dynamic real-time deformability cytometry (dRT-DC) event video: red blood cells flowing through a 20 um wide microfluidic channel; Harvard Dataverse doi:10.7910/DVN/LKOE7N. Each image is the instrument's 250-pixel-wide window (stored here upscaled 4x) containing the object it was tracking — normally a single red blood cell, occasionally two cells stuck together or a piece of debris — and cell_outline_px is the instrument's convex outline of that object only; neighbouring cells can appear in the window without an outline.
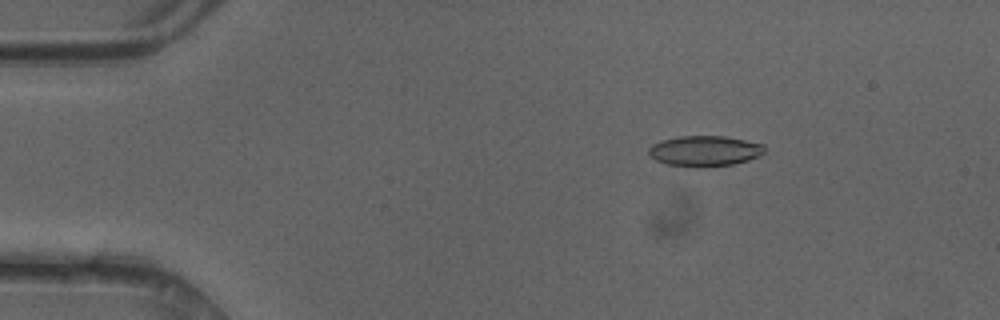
{"species": "common noctule bat (a hibernating species)", "species_latin": "Nyctalus noctula", "temperature_condition": "cold", "stored_images_in_passage": 49, "camera_frame_rate_fps": 3000, "um_per_image_px": 0.085, "animal": {"sex": "female"}, "frame": {"image": 1, "passage_image": 8, "time_ms": 2.333, "image_size_px": [1000, 320], "cell_outline_px": [[764, 152], [748, 160], [732, 164], [696, 168], [692, 168], [664, 164], [656, 160], [648, 152], [648, 148], [652, 144], [676, 136], [724, 136], [764, 144]], "centroid_in_image_um": [59.85, 12.84], "position_along_channel_um": 25.1, "area_um2": 20.63}}
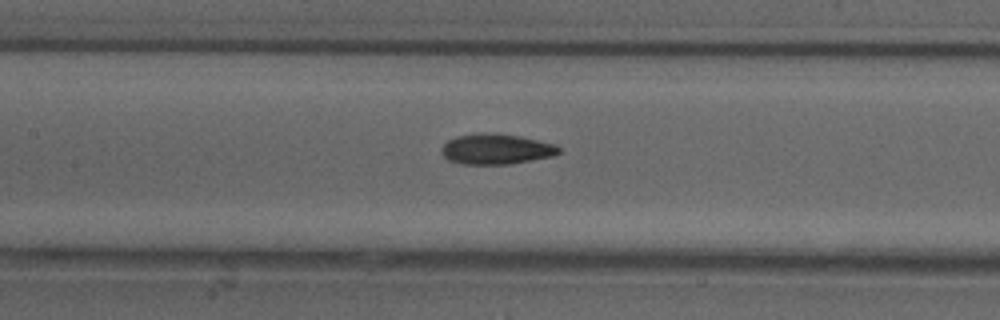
{"frame": {"image": 2, "passage_image": 23, "time_ms": 7.333, "image_size_px": [1000, 320], "cell_outline_px": [[560, 152], [552, 156], [512, 164], [464, 164], [448, 160], [440, 152], [440, 148], [448, 140], [456, 136], [484, 132], [492, 132], [520, 136], [556, 144], [560, 148]], "centroid_in_image_um": [42.16, 12.66], "position_along_channel_um": 165.2, "area_um2": 20.98}}
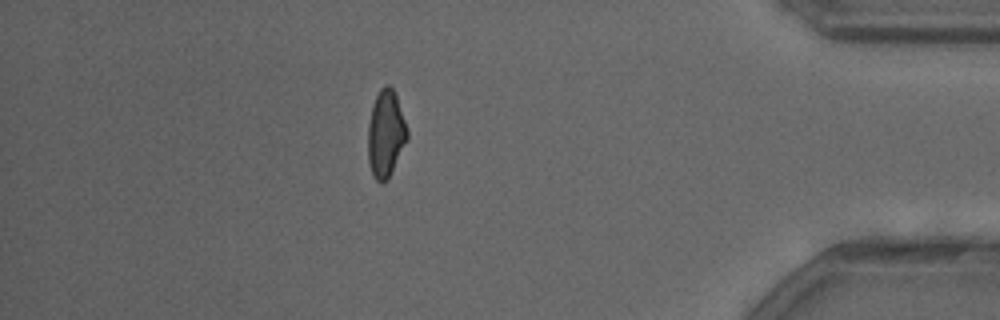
{"frame": {"image": 3, "passage_image": 43, "time_ms": 14.0, "image_size_px": [1000, 320], "cell_outline_px": [[408, 140], [388, 180], [380, 184], [372, 176], [368, 164], [368, 124], [372, 104], [380, 88], [384, 84], [388, 84], [396, 92], [408, 132]], "centroid_in_image_um": [32.78, 11.39], "position_along_channel_um": 402.4, "area_um2": 20.4}, "authors_computed_cell_mechanics": {"area_um2": 20.4034, "velocity_mm_per_s": 4.216, "shape_relaxation_time_tau1_ms": 5.1721, "shape_relaxation_time_tau2_ms": 4.1069, "deformation_change_tau1": 0.1573, "deformation_change_tau2": 0.1138}}